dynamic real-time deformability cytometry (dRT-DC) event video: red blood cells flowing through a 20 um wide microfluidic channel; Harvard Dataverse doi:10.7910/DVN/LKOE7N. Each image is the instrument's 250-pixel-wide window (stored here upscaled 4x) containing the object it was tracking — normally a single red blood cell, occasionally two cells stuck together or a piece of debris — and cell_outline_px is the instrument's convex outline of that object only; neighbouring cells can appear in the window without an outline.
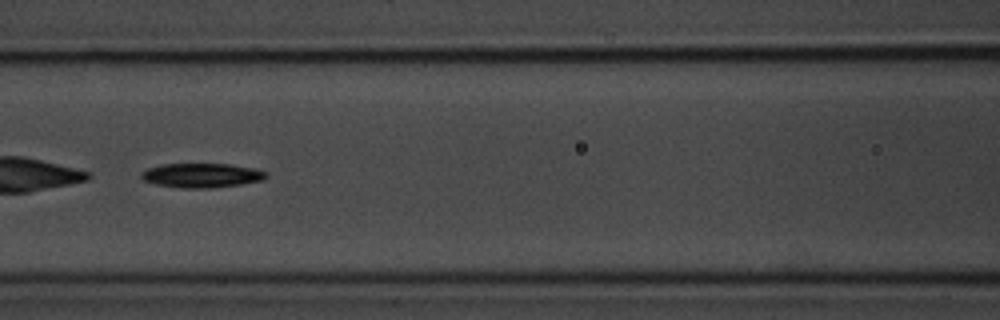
{"species": "common noctule bat (a hibernating species)", "species_latin": "Nyctalus noctula", "temperature_condition": "room temperature", "stored_images_in_passage": 7, "camera_frame_rate_fps": 3000, "um_per_image_px": 0.085, "animal": {"sex": "male", "body_mass_g": 20.1, "forearm_length_mm": 53.5}, "frame": {"image": 1, "passage_image": 6, "time_ms": 5.667, "image_size_px": [1000, 320], "cell_outline_px": [[268, 176], [264, 180], [240, 184], [208, 188], [184, 188], [156, 184], [144, 180], [140, 176], [140, 172], [148, 168], [160, 164], [232, 164], [256, 168], [268, 172]], "centroid_in_image_um": [17.17, 14.89], "position_along_channel_um": 149.4, "area_um2": 17.8}}
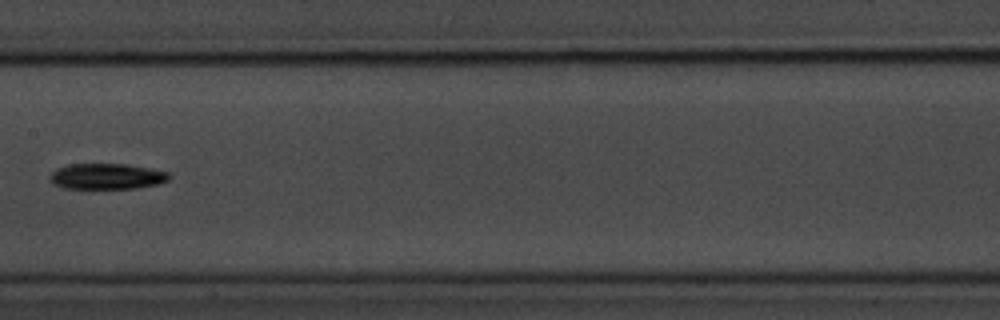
{"frame": {"image": 2, "passage_image": 7, "time_ms": 7.0, "image_size_px": [1000, 320], "cell_outline_px": [[172, 176], [168, 180], [156, 184], [136, 188], [64, 188], [52, 184], [48, 180], [48, 176], [56, 168], [68, 164], [128, 164], [168, 172]], "centroid_in_image_um": [9.02, 14.98], "position_along_channel_um": 198.4, "area_um2": 17.98}}